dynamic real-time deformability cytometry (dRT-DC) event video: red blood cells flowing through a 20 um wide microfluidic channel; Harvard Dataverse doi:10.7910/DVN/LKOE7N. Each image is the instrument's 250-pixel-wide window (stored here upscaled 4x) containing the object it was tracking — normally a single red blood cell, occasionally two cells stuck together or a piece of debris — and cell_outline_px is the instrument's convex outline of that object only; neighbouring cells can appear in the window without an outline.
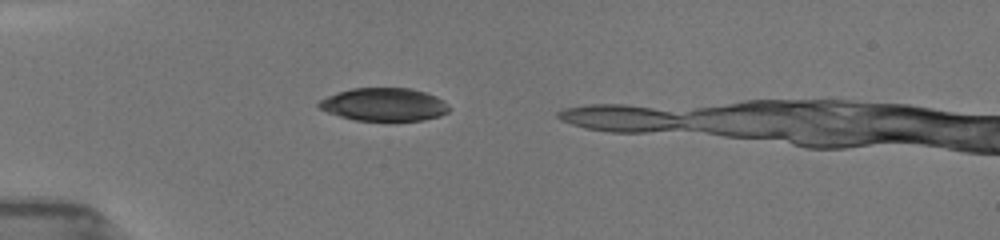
{"species": "common noctule bat (a hibernating species)", "species_latin": "Nyctalus noctula", "temperature_condition": "room temperature", "stored_images_in_passage": 9, "camera_frame_rate_fps": 3000, "um_per_image_px": 0.085, "animal": {"sex": "female", "body_mass_g": 19.5, "forearm_length_mm": 54.1}, "frame": {"image": 1, "passage_image": 3, "time_ms": 1.0, "image_size_px": [1000, 240], "cell_outline_px": [[452, 108], [448, 112], [440, 116], [424, 120], [356, 120], [340, 116], [328, 112], [320, 108], [316, 104], [320, 100], [328, 96], [352, 88], [412, 88], [436, 96], [444, 100]], "centroid_in_image_um": [32.7, 8.88], "position_along_channel_um": 52.3, "area_um2": 24.97}}
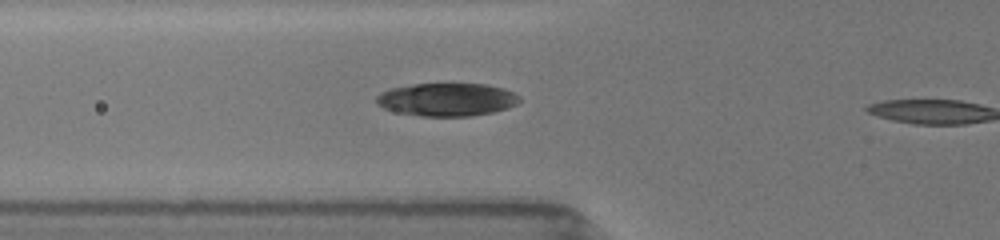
{"frame": {"image": 2, "passage_image": 7, "time_ms": 2.333, "image_size_px": [1000, 240], "cell_outline_px": [[520, 100], [516, 104], [508, 108], [492, 112], [468, 116], [420, 116], [396, 112], [384, 108], [376, 104], [376, 96], [380, 92], [392, 88], [412, 84], [488, 84], [504, 88], [520, 96]], "centroid_in_image_um": [37.97, 8.46], "position_along_channel_um": 87.8, "area_um2": 27.57}}